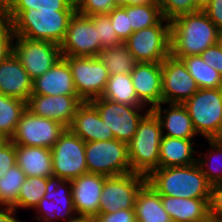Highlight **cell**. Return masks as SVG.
Masks as SVG:
<instances>
[{"instance_id": "obj_1", "label": "cell", "mask_w": 222, "mask_h": 222, "mask_svg": "<svg viewBox=\"0 0 222 222\" xmlns=\"http://www.w3.org/2000/svg\"><path fill=\"white\" fill-rule=\"evenodd\" d=\"M170 23V55L174 58L200 55L218 41L220 30L204 11L179 15Z\"/></svg>"}, {"instance_id": "obj_2", "label": "cell", "mask_w": 222, "mask_h": 222, "mask_svg": "<svg viewBox=\"0 0 222 222\" xmlns=\"http://www.w3.org/2000/svg\"><path fill=\"white\" fill-rule=\"evenodd\" d=\"M160 195L177 198L209 199L211 184L197 163L188 166L159 167L146 177Z\"/></svg>"}, {"instance_id": "obj_3", "label": "cell", "mask_w": 222, "mask_h": 222, "mask_svg": "<svg viewBox=\"0 0 222 222\" xmlns=\"http://www.w3.org/2000/svg\"><path fill=\"white\" fill-rule=\"evenodd\" d=\"M75 12L76 10L41 11L28 8L10 24L15 36L60 45Z\"/></svg>"}, {"instance_id": "obj_4", "label": "cell", "mask_w": 222, "mask_h": 222, "mask_svg": "<svg viewBox=\"0 0 222 222\" xmlns=\"http://www.w3.org/2000/svg\"><path fill=\"white\" fill-rule=\"evenodd\" d=\"M161 123L150 111L139 123L133 138L127 143L131 171L147 177L159 168Z\"/></svg>"}, {"instance_id": "obj_5", "label": "cell", "mask_w": 222, "mask_h": 222, "mask_svg": "<svg viewBox=\"0 0 222 222\" xmlns=\"http://www.w3.org/2000/svg\"><path fill=\"white\" fill-rule=\"evenodd\" d=\"M183 105L197 135L203 139H219L222 131V87L201 88Z\"/></svg>"}, {"instance_id": "obj_6", "label": "cell", "mask_w": 222, "mask_h": 222, "mask_svg": "<svg viewBox=\"0 0 222 222\" xmlns=\"http://www.w3.org/2000/svg\"><path fill=\"white\" fill-rule=\"evenodd\" d=\"M171 23L164 17L154 26L133 32L124 41L137 63H161L170 56Z\"/></svg>"}, {"instance_id": "obj_7", "label": "cell", "mask_w": 222, "mask_h": 222, "mask_svg": "<svg viewBox=\"0 0 222 222\" xmlns=\"http://www.w3.org/2000/svg\"><path fill=\"white\" fill-rule=\"evenodd\" d=\"M85 159L89 173L109 177L132 172L127 143L117 139L85 142Z\"/></svg>"}, {"instance_id": "obj_8", "label": "cell", "mask_w": 222, "mask_h": 222, "mask_svg": "<svg viewBox=\"0 0 222 222\" xmlns=\"http://www.w3.org/2000/svg\"><path fill=\"white\" fill-rule=\"evenodd\" d=\"M98 111L114 139L128 143L136 133L141 120L151 111L145 106H130L102 97L89 101Z\"/></svg>"}, {"instance_id": "obj_9", "label": "cell", "mask_w": 222, "mask_h": 222, "mask_svg": "<svg viewBox=\"0 0 222 222\" xmlns=\"http://www.w3.org/2000/svg\"><path fill=\"white\" fill-rule=\"evenodd\" d=\"M33 211L35 216H32V220L38 222H66L77 215L73 204L71 180L49 176L46 194Z\"/></svg>"}, {"instance_id": "obj_10", "label": "cell", "mask_w": 222, "mask_h": 222, "mask_svg": "<svg viewBox=\"0 0 222 222\" xmlns=\"http://www.w3.org/2000/svg\"><path fill=\"white\" fill-rule=\"evenodd\" d=\"M70 66L78 96L84 101L101 97L109 72L97 56H63Z\"/></svg>"}, {"instance_id": "obj_11", "label": "cell", "mask_w": 222, "mask_h": 222, "mask_svg": "<svg viewBox=\"0 0 222 222\" xmlns=\"http://www.w3.org/2000/svg\"><path fill=\"white\" fill-rule=\"evenodd\" d=\"M53 175L64 180H73L87 173L85 142L68 128L51 148Z\"/></svg>"}, {"instance_id": "obj_12", "label": "cell", "mask_w": 222, "mask_h": 222, "mask_svg": "<svg viewBox=\"0 0 222 222\" xmlns=\"http://www.w3.org/2000/svg\"><path fill=\"white\" fill-rule=\"evenodd\" d=\"M13 53L32 80L42 76L62 57L60 45L20 36L14 37Z\"/></svg>"}, {"instance_id": "obj_13", "label": "cell", "mask_w": 222, "mask_h": 222, "mask_svg": "<svg viewBox=\"0 0 222 222\" xmlns=\"http://www.w3.org/2000/svg\"><path fill=\"white\" fill-rule=\"evenodd\" d=\"M145 183V176L133 172L106 176L100 196L99 213L134 209L136 195Z\"/></svg>"}, {"instance_id": "obj_14", "label": "cell", "mask_w": 222, "mask_h": 222, "mask_svg": "<svg viewBox=\"0 0 222 222\" xmlns=\"http://www.w3.org/2000/svg\"><path fill=\"white\" fill-rule=\"evenodd\" d=\"M65 129L60 122L35 116L26 109L10 140L15 145L52 148Z\"/></svg>"}, {"instance_id": "obj_15", "label": "cell", "mask_w": 222, "mask_h": 222, "mask_svg": "<svg viewBox=\"0 0 222 222\" xmlns=\"http://www.w3.org/2000/svg\"><path fill=\"white\" fill-rule=\"evenodd\" d=\"M102 49L97 28L88 16L75 12L71 17L63 41L61 56H97Z\"/></svg>"}, {"instance_id": "obj_16", "label": "cell", "mask_w": 222, "mask_h": 222, "mask_svg": "<svg viewBox=\"0 0 222 222\" xmlns=\"http://www.w3.org/2000/svg\"><path fill=\"white\" fill-rule=\"evenodd\" d=\"M162 67V102L183 104L199 90L194 78L184 63L168 56L161 62Z\"/></svg>"}, {"instance_id": "obj_17", "label": "cell", "mask_w": 222, "mask_h": 222, "mask_svg": "<svg viewBox=\"0 0 222 222\" xmlns=\"http://www.w3.org/2000/svg\"><path fill=\"white\" fill-rule=\"evenodd\" d=\"M83 102L78 95L31 94L26 102V109L35 116L55 120L68 128Z\"/></svg>"}, {"instance_id": "obj_18", "label": "cell", "mask_w": 222, "mask_h": 222, "mask_svg": "<svg viewBox=\"0 0 222 222\" xmlns=\"http://www.w3.org/2000/svg\"><path fill=\"white\" fill-rule=\"evenodd\" d=\"M139 102L152 110L162 103L161 63H136L130 73Z\"/></svg>"}, {"instance_id": "obj_19", "label": "cell", "mask_w": 222, "mask_h": 222, "mask_svg": "<svg viewBox=\"0 0 222 222\" xmlns=\"http://www.w3.org/2000/svg\"><path fill=\"white\" fill-rule=\"evenodd\" d=\"M105 180L106 176L89 172L71 180L73 204L77 215L93 219L98 215Z\"/></svg>"}, {"instance_id": "obj_20", "label": "cell", "mask_w": 222, "mask_h": 222, "mask_svg": "<svg viewBox=\"0 0 222 222\" xmlns=\"http://www.w3.org/2000/svg\"><path fill=\"white\" fill-rule=\"evenodd\" d=\"M151 111L161 123L163 136L181 139L199 138L193 127L192 119L183 104L162 102Z\"/></svg>"}, {"instance_id": "obj_21", "label": "cell", "mask_w": 222, "mask_h": 222, "mask_svg": "<svg viewBox=\"0 0 222 222\" xmlns=\"http://www.w3.org/2000/svg\"><path fill=\"white\" fill-rule=\"evenodd\" d=\"M68 129L84 142L114 139L113 132L109 131L97 109L89 101L78 107Z\"/></svg>"}, {"instance_id": "obj_22", "label": "cell", "mask_w": 222, "mask_h": 222, "mask_svg": "<svg viewBox=\"0 0 222 222\" xmlns=\"http://www.w3.org/2000/svg\"><path fill=\"white\" fill-rule=\"evenodd\" d=\"M33 80L14 53L0 62V93L27 102Z\"/></svg>"}, {"instance_id": "obj_23", "label": "cell", "mask_w": 222, "mask_h": 222, "mask_svg": "<svg viewBox=\"0 0 222 222\" xmlns=\"http://www.w3.org/2000/svg\"><path fill=\"white\" fill-rule=\"evenodd\" d=\"M32 94L49 96L78 95L74 86L70 66L63 57L42 76L33 80Z\"/></svg>"}, {"instance_id": "obj_24", "label": "cell", "mask_w": 222, "mask_h": 222, "mask_svg": "<svg viewBox=\"0 0 222 222\" xmlns=\"http://www.w3.org/2000/svg\"><path fill=\"white\" fill-rule=\"evenodd\" d=\"M199 139L163 136L160 142L159 167L188 166L197 163ZM197 142V143H196Z\"/></svg>"}, {"instance_id": "obj_25", "label": "cell", "mask_w": 222, "mask_h": 222, "mask_svg": "<svg viewBox=\"0 0 222 222\" xmlns=\"http://www.w3.org/2000/svg\"><path fill=\"white\" fill-rule=\"evenodd\" d=\"M16 164L27 177L53 176L51 148L15 145Z\"/></svg>"}, {"instance_id": "obj_26", "label": "cell", "mask_w": 222, "mask_h": 222, "mask_svg": "<svg viewBox=\"0 0 222 222\" xmlns=\"http://www.w3.org/2000/svg\"><path fill=\"white\" fill-rule=\"evenodd\" d=\"M161 201L173 222H197L209 214V199L177 198L161 195Z\"/></svg>"}, {"instance_id": "obj_27", "label": "cell", "mask_w": 222, "mask_h": 222, "mask_svg": "<svg viewBox=\"0 0 222 222\" xmlns=\"http://www.w3.org/2000/svg\"><path fill=\"white\" fill-rule=\"evenodd\" d=\"M136 222H173L165 211L161 195L145 183L135 199Z\"/></svg>"}, {"instance_id": "obj_28", "label": "cell", "mask_w": 222, "mask_h": 222, "mask_svg": "<svg viewBox=\"0 0 222 222\" xmlns=\"http://www.w3.org/2000/svg\"><path fill=\"white\" fill-rule=\"evenodd\" d=\"M208 146L205 151L200 148L197 154V164L207 181L212 185L222 182V140L206 139ZM200 151V152H199Z\"/></svg>"}, {"instance_id": "obj_29", "label": "cell", "mask_w": 222, "mask_h": 222, "mask_svg": "<svg viewBox=\"0 0 222 222\" xmlns=\"http://www.w3.org/2000/svg\"><path fill=\"white\" fill-rule=\"evenodd\" d=\"M101 97L130 106H143L137 98L130 74L110 75Z\"/></svg>"}, {"instance_id": "obj_30", "label": "cell", "mask_w": 222, "mask_h": 222, "mask_svg": "<svg viewBox=\"0 0 222 222\" xmlns=\"http://www.w3.org/2000/svg\"><path fill=\"white\" fill-rule=\"evenodd\" d=\"M97 57L109 75L130 74L137 63L124 42L111 48H102Z\"/></svg>"}, {"instance_id": "obj_31", "label": "cell", "mask_w": 222, "mask_h": 222, "mask_svg": "<svg viewBox=\"0 0 222 222\" xmlns=\"http://www.w3.org/2000/svg\"><path fill=\"white\" fill-rule=\"evenodd\" d=\"M177 59L184 63L199 89L222 87V76L216 69L207 65L200 55H191Z\"/></svg>"}, {"instance_id": "obj_32", "label": "cell", "mask_w": 222, "mask_h": 222, "mask_svg": "<svg viewBox=\"0 0 222 222\" xmlns=\"http://www.w3.org/2000/svg\"><path fill=\"white\" fill-rule=\"evenodd\" d=\"M25 110L26 102L0 93V134L10 140Z\"/></svg>"}, {"instance_id": "obj_33", "label": "cell", "mask_w": 222, "mask_h": 222, "mask_svg": "<svg viewBox=\"0 0 222 222\" xmlns=\"http://www.w3.org/2000/svg\"><path fill=\"white\" fill-rule=\"evenodd\" d=\"M26 174L17 164L13 165L0 179V207L13 208Z\"/></svg>"}, {"instance_id": "obj_34", "label": "cell", "mask_w": 222, "mask_h": 222, "mask_svg": "<svg viewBox=\"0 0 222 222\" xmlns=\"http://www.w3.org/2000/svg\"><path fill=\"white\" fill-rule=\"evenodd\" d=\"M47 177H26L21 185L20 193L17 197V204L14 209H29L32 211L39 204V201L46 194ZM20 208V209H19Z\"/></svg>"}, {"instance_id": "obj_35", "label": "cell", "mask_w": 222, "mask_h": 222, "mask_svg": "<svg viewBox=\"0 0 222 222\" xmlns=\"http://www.w3.org/2000/svg\"><path fill=\"white\" fill-rule=\"evenodd\" d=\"M126 13L133 32L154 26L163 18L158 3L126 5Z\"/></svg>"}, {"instance_id": "obj_36", "label": "cell", "mask_w": 222, "mask_h": 222, "mask_svg": "<svg viewBox=\"0 0 222 222\" xmlns=\"http://www.w3.org/2000/svg\"><path fill=\"white\" fill-rule=\"evenodd\" d=\"M88 17L97 28V34L98 38H100L102 48H111L122 43L116 35L107 14L91 15Z\"/></svg>"}, {"instance_id": "obj_37", "label": "cell", "mask_w": 222, "mask_h": 222, "mask_svg": "<svg viewBox=\"0 0 222 222\" xmlns=\"http://www.w3.org/2000/svg\"><path fill=\"white\" fill-rule=\"evenodd\" d=\"M162 16L167 20L175 17L196 12L194 0H157Z\"/></svg>"}, {"instance_id": "obj_38", "label": "cell", "mask_w": 222, "mask_h": 222, "mask_svg": "<svg viewBox=\"0 0 222 222\" xmlns=\"http://www.w3.org/2000/svg\"><path fill=\"white\" fill-rule=\"evenodd\" d=\"M107 16L109 17L118 38L122 42L126 41L133 33L132 28L130 27L129 16L126 13V5L115 7L107 14Z\"/></svg>"}, {"instance_id": "obj_39", "label": "cell", "mask_w": 222, "mask_h": 222, "mask_svg": "<svg viewBox=\"0 0 222 222\" xmlns=\"http://www.w3.org/2000/svg\"><path fill=\"white\" fill-rule=\"evenodd\" d=\"M76 12L84 16L108 14L117 7L114 0H75Z\"/></svg>"}, {"instance_id": "obj_40", "label": "cell", "mask_w": 222, "mask_h": 222, "mask_svg": "<svg viewBox=\"0 0 222 222\" xmlns=\"http://www.w3.org/2000/svg\"><path fill=\"white\" fill-rule=\"evenodd\" d=\"M5 21L11 23L22 11L28 8L38 10L39 0H3Z\"/></svg>"}, {"instance_id": "obj_41", "label": "cell", "mask_w": 222, "mask_h": 222, "mask_svg": "<svg viewBox=\"0 0 222 222\" xmlns=\"http://www.w3.org/2000/svg\"><path fill=\"white\" fill-rule=\"evenodd\" d=\"M14 37L15 34L11 24L8 21H5L0 26V62L13 53Z\"/></svg>"}, {"instance_id": "obj_42", "label": "cell", "mask_w": 222, "mask_h": 222, "mask_svg": "<svg viewBox=\"0 0 222 222\" xmlns=\"http://www.w3.org/2000/svg\"><path fill=\"white\" fill-rule=\"evenodd\" d=\"M15 164H16L15 144L11 140H8L0 148V179Z\"/></svg>"}, {"instance_id": "obj_43", "label": "cell", "mask_w": 222, "mask_h": 222, "mask_svg": "<svg viewBox=\"0 0 222 222\" xmlns=\"http://www.w3.org/2000/svg\"><path fill=\"white\" fill-rule=\"evenodd\" d=\"M94 222H136L135 210H117L114 213H98Z\"/></svg>"}, {"instance_id": "obj_44", "label": "cell", "mask_w": 222, "mask_h": 222, "mask_svg": "<svg viewBox=\"0 0 222 222\" xmlns=\"http://www.w3.org/2000/svg\"><path fill=\"white\" fill-rule=\"evenodd\" d=\"M209 214L222 220V182L210 186Z\"/></svg>"}, {"instance_id": "obj_45", "label": "cell", "mask_w": 222, "mask_h": 222, "mask_svg": "<svg viewBox=\"0 0 222 222\" xmlns=\"http://www.w3.org/2000/svg\"><path fill=\"white\" fill-rule=\"evenodd\" d=\"M200 56L207 65L216 69L222 76V49L218 43L207 48Z\"/></svg>"}, {"instance_id": "obj_46", "label": "cell", "mask_w": 222, "mask_h": 222, "mask_svg": "<svg viewBox=\"0 0 222 222\" xmlns=\"http://www.w3.org/2000/svg\"><path fill=\"white\" fill-rule=\"evenodd\" d=\"M41 11L76 10L75 0H39Z\"/></svg>"}, {"instance_id": "obj_47", "label": "cell", "mask_w": 222, "mask_h": 222, "mask_svg": "<svg viewBox=\"0 0 222 222\" xmlns=\"http://www.w3.org/2000/svg\"><path fill=\"white\" fill-rule=\"evenodd\" d=\"M204 12L215 26L222 31V0H212Z\"/></svg>"}, {"instance_id": "obj_48", "label": "cell", "mask_w": 222, "mask_h": 222, "mask_svg": "<svg viewBox=\"0 0 222 222\" xmlns=\"http://www.w3.org/2000/svg\"><path fill=\"white\" fill-rule=\"evenodd\" d=\"M17 212L14 208L0 207V222H26L18 217Z\"/></svg>"}, {"instance_id": "obj_49", "label": "cell", "mask_w": 222, "mask_h": 222, "mask_svg": "<svg viewBox=\"0 0 222 222\" xmlns=\"http://www.w3.org/2000/svg\"><path fill=\"white\" fill-rule=\"evenodd\" d=\"M211 2L212 0H194L196 11H204Z\"/></svg>"}, {"instance_id": "obj_50", "label": "cell", "mask_w": 222, "mask_h": 222, "mask_svg": "<svg viewBox=\"0 0 222 222\" xmlns=\"http://www.w3.org/2000/svg\"><path fill=\"white\" fill-rule=\"evenodd\" d=\"M66 222H94V219L88 216L75 215L73 218L68 219Z\"/></svg>"}, {"instance_id": "obj_51", "label": "cell", "mask_w": 222, "mask_h": 222, "mask_svg": "<svg viewBox=\"0 0 222 222\" xmlns=\"http://www.w3.org/2000/svg\"><path fill=\"white\" fill-rule=\"evenodd\" d=\"M150 3H158L157 0H126V5H144Z\"/></svg>"}, {"instance_id": "obj_52", "label": "cell", "mask_w": 222, "mask_h": 222, "mask_svg": "<svg viewBox=\"0 0 222 222\" xmlns=\"http://www.w3.org/2000/svg\"><path fill=\"white\" fill-rule=\"evenodd\" d=\"M197 222H222V220L216 216L208 214L206 217L198 220Z\"/></svg>"}, {"instance_id": "obj_53", "label": "cell", "mask_w": 222, "mask_h": 222, "mask_svg": "<svg viewBox=\"0 0 222 222\" xmlns=\"http://www.w3.org/2000/svg\"><path fill=\"white\" fill-rule=\"evenodd\" d=\"M5 22V15H4V4L3 0H0V26Z\"/></svg>"}, {"instance_id": "obj_54", "label": "cell", "mask_w": 222, "mask_h": 222, "mask_svg": "<svg viewBox=\"0 0 222 222\" xmlns=\"http://www.w3.org/2000/svg\"><path fill=\"white\" fill-rule=\"evenodd\" d=\"M8 140H9V139H8L6 136L0 134V148H1Z\"/></svg>"}, {"instance_id": "obj_55", "label": "cell", "mask_w": 222, "mask_h": 222, "mask_svg": "<svg viewBox=\"0 0 222 222\" xmlns=\"http://www.w3.org/2000/svg\"><path fill=\"white\" fill-rule=\"evenodd\" d=\"M117 6H125L126 0H114Z\"/></svg>"}, {"instance_id": "obj_56", "label": "cell", "mask_w": 222, "mask_h": 222, "mask_svg": "<svg viewBox=\"0 0 222 222\" xmlns=\"http://www.w3.org/2000/svg\"><path fill=\"white\" fill-rule=\"evenodd\" d=\"M217 43L219 44V46H220L221 49H222V31H220V33H219V37H218Z\"/></svg>"}, {"instance_id": "obj_57", "label": "cell", "mask_w": 222, "mask_h": 222, "mask_svg": "<svg viewBox=\"0 0 222 222\" xmlns=\"http://www.w3.org/2000/svg\"><path fill=\"white\" fill-rule=\"evenodd\" d=\"M219 140H222V131H221V135H220V138H219Z\"/></svg>"}]
</instances>
